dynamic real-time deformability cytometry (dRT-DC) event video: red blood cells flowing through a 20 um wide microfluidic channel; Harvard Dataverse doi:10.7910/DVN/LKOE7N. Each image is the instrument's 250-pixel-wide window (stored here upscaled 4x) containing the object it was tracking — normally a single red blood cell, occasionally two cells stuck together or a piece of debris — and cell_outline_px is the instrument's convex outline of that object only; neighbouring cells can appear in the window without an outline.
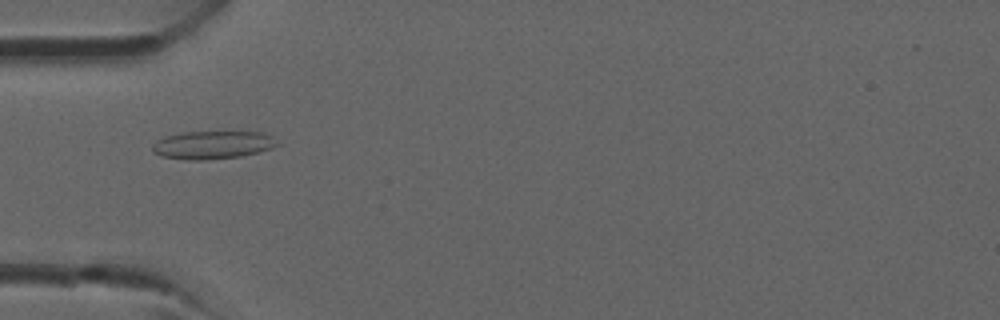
{"species": "common noctule bat (a hibernating species)", "species_latin": "Nyctalus noctula", "temperature_condition": "room temperature", "stored_images_in_passage": 38, "camera_frame_rate_fps": 3000, "um_per_image_px": 0.085, "animal": {"sex": "male", "forearm_length_mm": 52.5}, "frame": {"image": 1, "passage_image": 12, "time_ms": 3.667, "image_size_px": [1000, 320], "cell_outline_px": [[280, 144], [272, 148], [260, 152], [240, 156], [200, 160], [188, 160], [160, 156], [152, 152], [152, 144], [156, 140], [164, 136], [180, 132], [264, 132], [272, 136]], "centroid_in_image_um": [18.05, 12.31], "position_along_channel_um": 67.0, "area_um2": 20.58}}
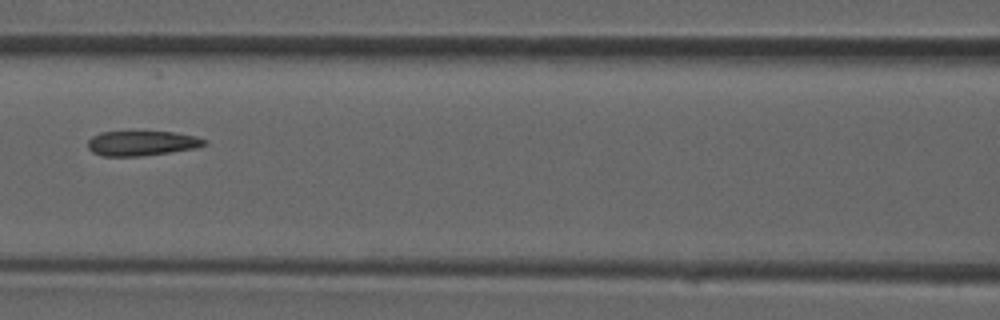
{"frame": {"image": 2, "passage_image": 17, "time_ms": 5.333, "image_size_px": [1000, 320], "cell_outline_px": [[208, 144], [196, 148], [140, 156], [104, 156], [92, 152], [88, 148], [88, 140], [92, 136], [100, 132], [172, 132], [196, 136], [208, 140]], "centroid_in_image_um": [12.07, 12.17], "position_along_channel_um": 154.5, "area_um2": 16.82}}
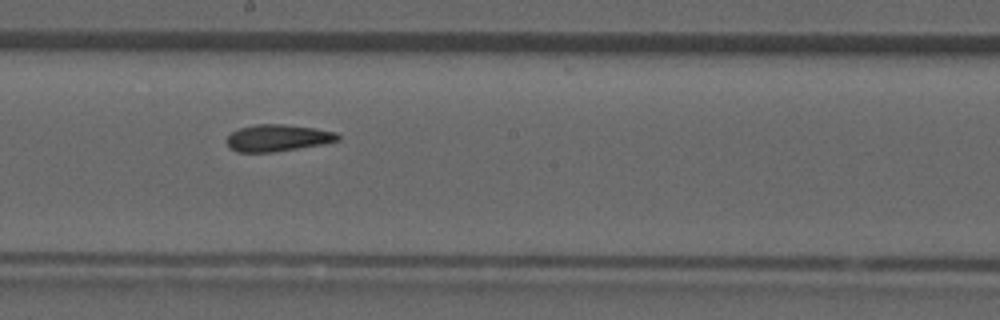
{"frame": {"image": 3, "passage_image": 21, "time_ms": 6.667, "image_size_px": [1000, 320], "cell_outline_px": [[340, 140], [324, 144], [272, 152], [236, 152], [224, 140], [232, 132], [240, 128], [256, 124], [284, 124], [312, 128], [336, 132], [340, 136]], "centroid_in_image_um": [23.6, 11.72], "position_along_channel_um": 224.6, "area_um2": 17.28}}